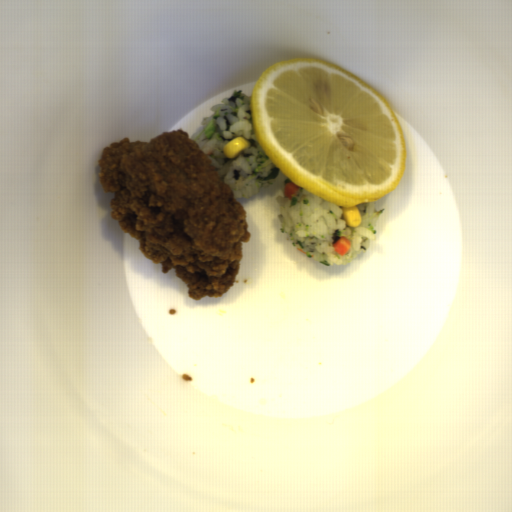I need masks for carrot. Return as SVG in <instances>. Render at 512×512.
<instances>
[{
  "label": "carrot",
  "mask_w": 512,
  "mask_h": 512,
  "mask_svg": "<svg viewBox=\"0 0 512 512\" xmlns=\"http://www.w3.org/2000/svg\"><path fill=\"white\" fill-rule=\"evenodd\" d=\"M332 247L334 251L345 256L346 253L352 249V241L347 237L340 236L339 239L333 243Z\"/></svg>",
  "instance_id": "1"
},
{
  "label": "carrot",
  "mask_w": 512,
  "mask_h": 512,
  "mask_svg": "<svg viewBox=\"0 0 512 512\" xmlns=\"http://www.w3.org/2000/svg\"><path fill=\"white\" fill-rule=\"evenodd\" d=\"M300 190V186L294 184V182H287L284 186V195L287 199L292 200L293 196Z\"/></svg>",
  "instance_id": "2"
},
{
  "label": "carrot",
  "mask_w": 512,
  "mask_h": 512,
  "mask_svg": "<svg viewBox=\"0 0 512 512\" xmlns=\"http://www.w3.org/2000/svg\"><path fill=\"white\" fill-rule=\"evenodd\" d=\"M296 249H297V251H298V252H301V253H303L304 255H307V253H306V252H304L301 248H296Z\"/></svg>",
  "instance_id": "3"
}]
</instances>
